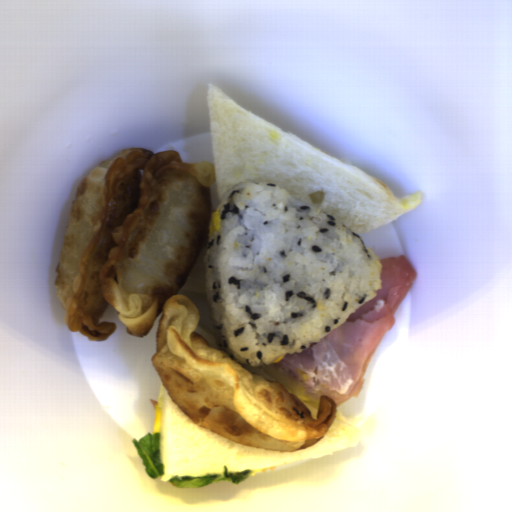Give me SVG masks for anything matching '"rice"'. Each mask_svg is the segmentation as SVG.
Returning <instances> with one entry per match:
<instances>
[{"mask_svg":"<svg viewBox=\"0 0 512 512\" xmlns=\"http://www.w3.org/2000/svg\"><path fill=\"white\" fill-rule=\"evenodd\" d=\"M216 211L206 299L215 339L244 366L308 349L382 288V263L362 237L279 186L241 181Z\"/></svg>","mask_w":512,"mask_h":512,"instance_id":"1","label":"rice"}]
</instances>
